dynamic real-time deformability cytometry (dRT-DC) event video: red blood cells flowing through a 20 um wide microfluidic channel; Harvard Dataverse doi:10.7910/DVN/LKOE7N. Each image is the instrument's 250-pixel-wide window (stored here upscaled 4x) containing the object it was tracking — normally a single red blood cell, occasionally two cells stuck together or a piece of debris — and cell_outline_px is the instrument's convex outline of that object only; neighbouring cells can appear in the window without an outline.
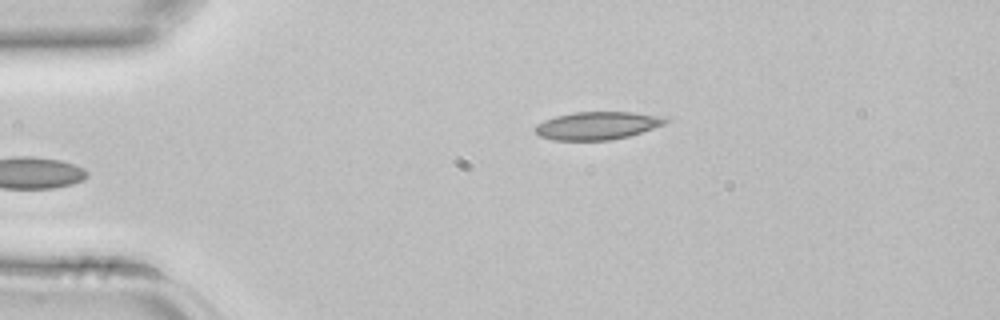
{"species": "common noctule bat (a hibernating species)", "species_latin": "Nyctalus noctula", "temperature_condition": "room temperature", "stored_images_in_passage": 2, "camera_frame_rate_fps": 3000, "um_per_image_px": 0.085, "animal": {"sex": "female", "body_mass_g": 22.7, "forearm_length_mm": 54.2}, "frame": {"image": 1, "passage_image": 2, "time_ms": 0.333, "image_size_px": [1000, 320], "cell_outline_px": [[668, 120], [664, 124], [628, 136], [612, 140], [552, 140], [540, 136], [536, 132], [536, 124], [544, 120], [556, 116], [572, 112], [632, 112], [664, 116]], "centroid_in_image_um": [50.75, 10.67], "position_along_channel_um": 34.2, "area_um2": 21.04}}